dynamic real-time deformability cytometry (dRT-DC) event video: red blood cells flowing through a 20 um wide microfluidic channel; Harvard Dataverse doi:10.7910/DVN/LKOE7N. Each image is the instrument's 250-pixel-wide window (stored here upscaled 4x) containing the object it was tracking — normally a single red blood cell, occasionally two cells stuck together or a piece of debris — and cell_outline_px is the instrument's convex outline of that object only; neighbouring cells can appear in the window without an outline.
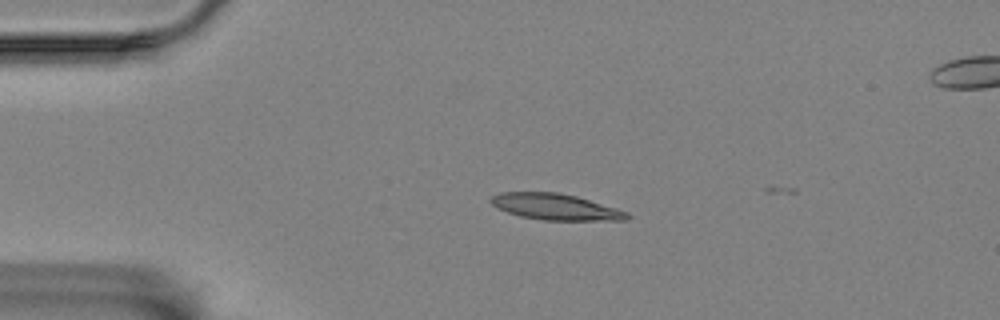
{"species": "Egyptian fruit bat (a non-hibernating species)", "species_latin": "Rousettus aegyptiacus", "temperature_condition": "room temperature", "stored_images_in_passage": 5, "camera_frame_rate_fps": 3000, "um_per_image_px": 0.085, "animal": {"sex": "female"}, "frame": {"image": 1, "passage_image": 1, "time_ms": 0.0, "image_size_px": [1000, 320], "cell_outline_px": [[632, 216], [628, 220], [544, 220], [520, 216], [496, 208], [488, 200], [492, 196], [500, 192], [560, 192], [576, 196], [616, 208], [628, 212]], "centroid_in_image_um": [47.21, 17.58], "position_along_channel_um": 37.8, "area_um2": 20.81}}